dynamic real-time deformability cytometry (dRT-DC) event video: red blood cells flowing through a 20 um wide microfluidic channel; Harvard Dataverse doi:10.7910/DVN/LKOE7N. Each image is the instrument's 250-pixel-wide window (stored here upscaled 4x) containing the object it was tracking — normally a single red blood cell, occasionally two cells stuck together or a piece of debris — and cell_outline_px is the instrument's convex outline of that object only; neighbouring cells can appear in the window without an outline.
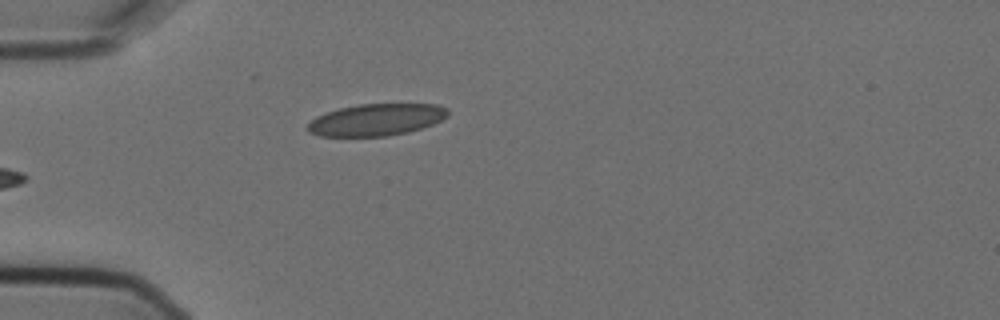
{"species": "Egyptian fruit bat (a non-hibernating species)", "species_latin": "Rousettus aegyptiacus", "temperature_condition": "cold", "stored_images_in_passage": 5, "camera_frame_rate_fps": 3000, "um_per_image_px": 0.085, "animal": {"sex": "female"}, "frame": {"image": 1, "passage_image": 5, "time_ms": 1.333, "image_size_px": [1000, 320], "cell_outline_px": [[448, 116], [432, 124], [408, 132], [388, 136], [320, 136], [308, 132], [308, 124], [316, 116], [340, 108], [360, 104], [436, 104], [448, 108]], "centroid_in_image_um": [31.99, 10.18], "position_along_channel_um": 53.0, "area_um2": 25.89}}